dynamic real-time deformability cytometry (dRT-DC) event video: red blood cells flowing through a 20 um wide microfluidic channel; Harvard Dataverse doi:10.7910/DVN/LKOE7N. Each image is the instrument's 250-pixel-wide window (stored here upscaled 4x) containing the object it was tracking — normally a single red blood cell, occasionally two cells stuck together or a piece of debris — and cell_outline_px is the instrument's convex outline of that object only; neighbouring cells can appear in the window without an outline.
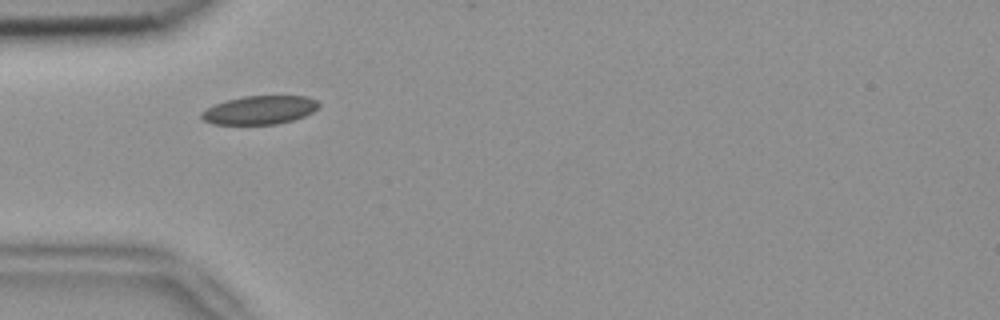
{"species": "common noctule bat (a hibernating species)", "species_latin": "Nyctalus noctula", "temperature_condition": "room temperature", "stored_images_in_passage": 1, "camera_frame_rate_fps": 3000, "um_per_image_px": 0.085, "animal": {"sex": "female", "body_mass_g": 18.4}, "frame": {"image": 1, "passage_image": 1, "time_ms": 0.0, "image_size_px": [1000, 320], "cell_outline_px": [[320, 108], [304, 116], [292, 120], [276, 124], [212, 124], [204, 120], [200, 116], [200, 112], [216, 104], [228, 100], [244, 96], [308, 96], [316, 100], [320, 104]], "centroid_in_image_um": [22.1, 9.35], "position_along_channel_um": 62.9, "area_um2": 19.42}}